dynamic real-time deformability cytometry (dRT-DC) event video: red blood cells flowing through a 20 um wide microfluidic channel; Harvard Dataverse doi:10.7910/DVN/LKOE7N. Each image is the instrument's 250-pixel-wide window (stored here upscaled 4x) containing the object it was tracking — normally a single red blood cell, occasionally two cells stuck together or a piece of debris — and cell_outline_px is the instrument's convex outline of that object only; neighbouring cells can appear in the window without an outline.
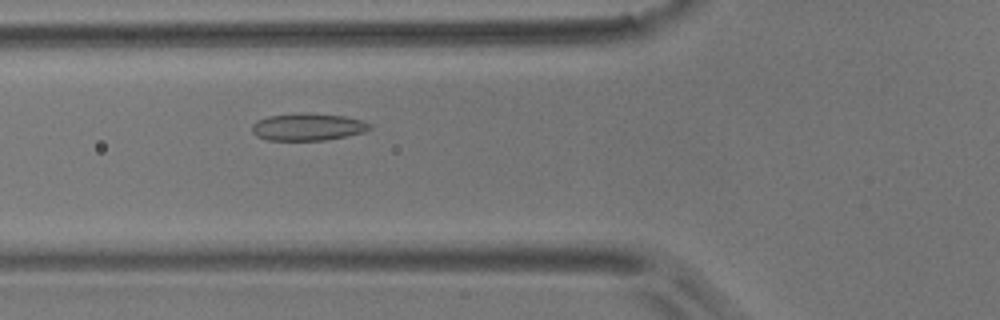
{"species": "common noctule bat (a hibernating species)", "species_latin": "Nyctalus noctula", "temperature_condition": "room temperature", "stored_images_in_passage": 4, "camera_frame_rate_fps": 3000, "um_per_image_px": 0.085, "animal": {"sex": "male", "body_mass_g": 17.9}, "frame": {"image": 1, "passage_image": 4, "time_ms": 1.0, "image_size_px": [1000, 320], "cell_outline_px": [[372, 128], [364, 132], [348, 136], [324, 140], [268, 140], [256, 136], [252, 132], [252, 124], [256, 120], [268, 116], [344, 116], [364, 120], [372, 124]], "centroid_in_image_um": [26.2, 10.84], "position_along_channel_um": 99.6, "area_um2": 17.86}}